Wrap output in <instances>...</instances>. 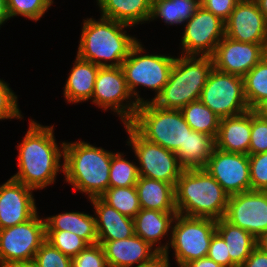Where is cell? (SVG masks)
Masks as SVG:
<instances>
[{
	"mask_svg": "<svg viewBox=\"0 0 267 267\" xmlns=\"http://www.w3.org/2000/svg\"><path fill=\"white\" fill-rule=\"evenodd\" d=\"M54 129V124L29 119L25 136L16 145L18 170L11 177L34 191L52 187L63 173L65 141L58 145Z\"/></svg>",
	"mask_w": 267,
	"mask_h": 267,
	"instance_id": "cell-1",
	"label": "cell"
},
{
	"mask_svg": "<svg viewBox=\"0 0 267 267\" xmlns=\"http://www.w3.org/2000/svg\"><path fill=\"white\" fill-rule=\"evenodd\" d=\"M99 18L83 19L76 55L100 67H119L140 39L128 33L134 27Z\"/></svg>",
	"mask_w": 267,
	"mask_h": 267,
	"instance_id": "cell-2",
	"label": "cell"
},
{
	"mask_svg": "<svg viewBox=\"0 0 267 267\" xmlns=\"http://www.w3.org/2000/svg\"><path fill=\"white\" fill-rule=\"evenodd\" d=\"M79 140L65 141L64 183L87 199L100 197L109 188V171L115 152Z\"/></svg>",
	"mask_w": 267,
	"mask_h": 267,
	"instance_id": "cell-3",
	"label": "cell"
},
{
	"mask_svg": "<svg viewBox=\"0 0 267 267\" xmlns=\"http://www.w3.org/2000/svg\"><path fill=\"white\" fill-rule=\"evenodd\" d=\"M229 195L205 168L186 169L175 186L177 213L214 220L225 216Z\"/></svg>",
	"mask_w": 267,
	"mask_h": 267,
	"instance_id": "cell-4",
	"label": "cell"
},
{
	"mask_svg": "<svg viewBox=\"0 0 267 267\" xmlns=\"http://www.w3.org/2000/svg\"><path fill=\"white\" fill-rule=\"evenodd\" d=\"M177 56L168 82L152 101L160 108L181 110L185 105L199 100L208 75L213 69L212 56Z\"/></svg>",
	"mask_w": 267,
	"mask_h": 267,
	"instance_id": "cell-5",
	"label": "cell"
},
{
	"mask_svg": "<svg viewBox=\"0 0 267 267\" xmlns=\"http://www.w3.org/2000/svg\"><path fill=\"white\" fill-rule=\"evenodd\" d=\"M141 40L131 49L129 56L123 61V70L127 87L138 105L152 102L160 94L168 82L176 56L170 54H154L148 52ZM147 52V53H146ZM148 88L155 94L151 99L141 97L138 88Z\"/></svg>",
	"mask_w": 267,
	"mask_h": 267,
	"instance_id": "cell-6",
	"label": "cell"
},
{
	"mask_svg": "<svg viewBox=\"0 0 267 267\" xmlns=\"http://www.w3.org/2000/svg\"><path fill=\"white\" fill-rule=\"evenodd\" d=\"M128 124L142 138L173 152L184 147L192 131L181 110L160 108L153 102L140 104Z\"/></svg>",
	"mask_w": 267,
	"mask_h": 267,
	"instance_id": "cell-7",
	"label": "cell"
},
{
	"mask_svg": "<svg viewBox=\"0 0 267 267\" xmlns=\"http://www.w3.org/2000/svg\"><path fill=\"white\" fill-rule=\"evenodd\" d=\"M215 232L216 220L177 213L172 224L171 240L165 255H169L172 249L176 267H184L190 261L207 257Z\"/></svg>",
	"mask_w": 267,
	"mask_h": 267,
	"instance_id": "cell-8",
	"label": "cell"
},
{
	"mask_svg": "<svg viewBox=\"0 0 267 267\" xmlns=\"http://www.w3.org/2000/svg\"><path fill=\"white\" fill-rule=\"evenodd\" d=\"M123 128L128 135L125 145L134 153L139 176L161 180L175 187L184 170L175 152L142 138L129 124H123Z\"/></svg>",
	"mask_w": 267,
	"mask_h": 267,
	"instance_id": "cell-9",
	"label": "cell"
},
{
	"mask_svg": "<svg viewBox=\"0 0 267 267\" xmlns=\"http://www.w3.org/2000/svg\"><path fill=\"white\" fill-rule=\"evenodd\" d=\"M90 102L104 112H113L122 124L132 120L139 106L127 87L121 66L99 68Z\"/></svg>",
	"mask_w": 267,
	"mask_h": 267,
	"instance_id": "cell-10",
	"label": "cell"
},
{
	"mask_svg": "<svg viewBox=\"0 0 267 267\" xmlns=\"http://www.w3.org/2000/svg\"><path fill=\"white\" fill-rule=\"evenodd\" d=\"M199 100L220 118L250 110L244 95L243 77L218 71L214 67Z\"/></svg>",
	"mask_w": 267,
	"mask_h": 267,
	"instance_id": "cell-11",
	"label": "cell"
},
{
	"mask_svg": "<svg viewBox=\"0 0 267 267\" xmlns=\"http://www.w3.org/2000/svg\"><path fill=\"white\" fill-rule=\"evenodd\" d=\"M37 212L31 219L0 230V267L34 260L46 238L44 216Z\"/></svg>",
	"mask_w": 267,
	"mask_h": 267,
	"instance_id": "cell-12",
	"label": "cell"
},
{
	"mask_svg": "<svg viewBox=\"0 0 267 267\" xmlns=\"http://www.w3.org/2000/svg\"><path fill=\"white\" fill-rule=\"evenodd\" d=\"M182 27L179 55L212 56L225 36L224 21L202 6Z\"/></svg>",
	"mask_w": 267,
	"mask_h": 267,
	"instance_id": "cell-13",
	"label": "cell"
},
{
	"mask_svg": "<svg viewBox=\"0 0 267 267\" xmlns=\"http://www.w3.org/2000/svg\"><path fill=\"white\" fill-rule=\"evenodd\" d=\"M224 218L257 239L267 231V191L249 190L229 196Z\"/></svg>",
	"mask_w": 267,
	"mask_h": 267,
	"instance_id": "cell-14",
	"label": "cell"
},
{
	"mask_svg": "<svg viewBox=\"0 0 267 267\" xmlns=\"http://www.w3.org/2000/svg\"><path fill=\"white\" fill-rule=\"evenodd\" d=\"M229 195L251 190L249 156L217 149L204 167Z\"/></svg>",
	"mask_w": 267,
	"mask_h": 267,
	"instance_id": "cell-15",
	"label": "cell"
},
{
	"mask_svg": "<svg viewBox=\"0 0 267 267\" xmlns=\"http://www.w3.org/2000/svg\"><path fill=\"white\" fill-rule=\"evenodd\" d=\"M267 55V44L243 43L226 36L216 47L213 67L221 72L244 77Z\"/></svg>",
	"mask_w": 267,
	"mask_h": 267,
	"instance_id": "cell-16",
	"label": "cell"
},
{
	"mask_svg": "<svg viewBox=\"0 0 267 267\" xmlns=\"http://www.w3.org/2000/svg\"><path fill=\"white\" fill-rule=\"evenodd\" d=\"M224 24L225 36L230 39L267 44V22L255 0H240Z\"/></svg>",
	"mask_w": 267,
	"mask_h": 267,
	"instance_id": "cell-17",
	"label": "cell"
},
{
	"mask_svg": "<svg viewBox=\"0 0 267 267\" xmlns=\"http://www.w3.org/2000/svg\"><path fill=\"white\" fill-rule=\"evenodd\" d=\"M33 191L12 177L0 185V230L23 223L38 212Z\"/></svg>",
	"mask_w": 267,
	"mask_h": 267,
	"instance_id": "cell-18",
	"label": "cell"
},
{
	"mask_svg": "<svg viewBox=\"0 0 267 267\" xmlns=\"http://www.w3.org/2000/svg\"><path fill=\"white\" fill-rule=\"evenodd\" d=\"M102 247L108 267H136L151 261L159 254L136 234L127 239L106 241Z\"/></svg>",
	"mask_w": 267,
	"mask_h": 267,
	"instance_id": "cell-19",
	"label": "cell"
},
{
	"mask_svg": "<svg viewBox=\"0 0 267 267\" xmlns=\"http://www.w3.org/2000/svg\"><path fill=\"white\" fill-rule=\"evenodd\" d=\"M176 214L177 212L141 209L133 218L135 234L159 253H165L170 244L172 224Z\"/></svg>",
	"mask_w": 267,
	"mask_h": 267,
	"instance_id": "cell-20",
	"label": "cell"
},
{
	"mask_svg": "<svg viewBox=\"0 0 267 267\" xmlns=\"http://www.w3.org/2000/svg\"><path fill=\"white\" fill-rule=\"evenodd\" d=\"M95 216L98 244L106 241L121 240L135 234L134 219L121 214L105 203L100 197L88 199Z\"/></svg>",
	"mask_w": 267,
	"mask_h": 267,
	"instance_id": "cell-21",
	"label": "cell"
},
{
	"mask_svg": "<svg viewBox=\"0 0 267 267\" xmlns=\"http://www.w3.org/2000/svg\"><path fill=\"white\" fill-rule=\"evenodd\" d=\"M251 109L236 116L220 119L215 147L219 150L249 155Z\"/></svg>",
	"mask_w": 267,
	"mask_h": 267,
	"instance_id": "cell-22",
	"label": "cell"
},
{
	"mask_svg": "<svg viewBox=\"0 0 267 267\" xmlns=\"http://www.w3.org/2000/svg\"><path fill=\"white\" fill-rule=\"evenodd\" d=\"M75 60V61H74ZM63 87V97L69 104L89 102L92 99L96 76L100 66L77 55Z\"/></svg>",
	"mask_w": 267,
	"mask_h": 267,
	"instance_id": "cell-23",
	"label": "cell"
},
{
	"mask_svg": "<svg viewBox=\"0 0 267 267\" xmlns=\"http://www.w3.org/2000/svg\"><path fill=\"white\" fill-rule=\"evenodd\" d=\"M101 17L132 27L149 23L152 0H96Z\"/></svg>",
	"mask_w": 267,
	"mask_h": 267,
	"instance_id": "cell-24",
	"label": "cell"
},
{
	"mask_svg": "<svg viewBox=\"0 0 267 267\" xmlns=\"http://www.w3.org/2000/svg\"><path fill=\"white\" fill-rule=\"evenodd\" d=\"M46 231H70L84 239L89 245L98 243L94 214L64 211L44 216Z\"/></svg>",
	"mask_w": 267,
	"mask_h": 267,
	"instance_id": "cell-25",
	"label": "cell"
},
{
	"mask_svg": "<svg viewBox=\"0 0 267 267\" xmlns=\"http://www.w3.org/2000/svg\"><path fill=\"white\" fill-rule=\"evenodd\" d=\"M135 187L141 209L177 212L175 187L172 184L139 176Z\"/></svg>",
	"mask_w": 267,
	"mask_h": 267,
	"instance_id": "cell-26",
	"label": "cell"
},
{
	"mask_svg": "<svg viewBox=\"0 0 267 267\" xmlns=\"http://www.w3.org/2000/svg\"><path fill=\"white\" fill-rule=\"evenodd\" d=\"M215 148V139L202 132L192 130L175 154L181 167L186 169L204 168Z\"/></svg>",
	"mask_w": 267,
	"mask_h": 267,
	"instance_id": "cell-27",
	"label": "cell"
},
{
	"mask_svg": "<svg viewBox=\"0 0 267 267\" xmlns=\"http://www.w3.org/2000/svg\"><path fill=\"white\" fill-rule=\"evenodd\" d=\"M216 231L224 239L231 261L240 267L256 245V238L246 230L228 222L224 217L216 220Z\"/></svg>",
	"mask_w": 267,
	"mask_h": 267,
	"instance_id": "cell-28",
	"label": "cell"
},
{
	"mask_svg": "<svg viewBox=\"0 0 267 267\" xmlns=\"http://www.w3.org/2000/svg\"><path fill=\"white\" fill-rule=\"evenodd\" d=\"M200 6V0H152L149 22L160 19L166 26L183 25Z\"/></svg>",
	"mask_w": 267,
	"mask_h": 267,
	"instance_id": "cell-29",
	"label": "cell"
},
{
	"mask_svg": "<svg viewBox=\"0 0 267 267\" xmlns=\"http://www.w3.org/2000/svg\"><path fill=\"white\" fill-rule=\"evenodd\" d=\"M243 86L251 110L267 104V55L243 77Z\"/></svg>",
	"mask_w": 267,
	"mask_h": 267,
	"instance_id": "cell-30",
	"label": "cell"
},
{
	"mask_svg": "<svg viewBox=\"0 0 267 267\" xmlns=\"http://www.w3.org/2000/svg\"><path fill=\"white\" fill-rule=\"evenodd\" d=\"M181 112L192 130L206 133L216 139L221 118L200 100L185 105Z\"/></svg>",
	"mask_w": 267,
	"mask_h": 267,
	"instance_id": "cell-31",
	"label": "cell"
},
{
	"mask_svg": "<svg viewBox=\"0 0 267 267\" xmlns=\"http://www.w3.org/2000/svg\"><path fill=\"white\" fill-rule=\"evenodd\" d=\"M100 198L121 214L131 218L141 210L135 186L109 187Z\"/></svg>",
	"mask_w": 267,
	"mask_h": 267,
	"instance_id": "cell-32",
	"label": "cell"
},
{
	"mask_svg": "<svg viewBox=\"0 0 267 267\" xmlns=\"http://www.w3.org/2000/svg\"><path fill=\"white\" fill-rule=\"evenodd\" d=\"M124 152H115L112 155L109 171V187L135 186L138 178V166L134 160H129Z\"/></svg>",
	"mask_w": 267,
	"mask_h": 267,
	"instance_id": "cell-33",
	"label": "cell"
},
{
	"mask_svg": "<svg viewBox=\"0 0 267 267\" xmlns=\"http://www.w3.org/2000/svg\"><path fill=\"white\" fill-rule=\"evenodd\" d=\"M10 19L24 17L30 21H40L54 4V0H6Z\"/></svg>",
	"mask_w": 267,
	"mask_h": 267,
	"instance_id": "cell-34",
	"label": "cell"
},
{
	"mask_svg": "<svg viewBox=\"0 0 267 267\" xmlns=\"http://www.w3.org/2000/svg\"><path fill=\"white\" fill-rule=\"evenodd\" d=\"M45 240L71 259L89 244L70 231H46Z\"/></svg>",
	"mask_w": 267,
	"mask_h": 267,
	"instance_id": "cell-35",
	"label": "cell"
},
{
	"mask_svg": "<svg viewBox=\"0 0 267 267\" xmlns=\"http://www.w3.org/2000/svg\"><path fill=\"white\" fill-rule=\"evenodd\" d=\"M267 152V117L260 110H251L249 154Z\"/></svg>",
	"mask_w": 267,
	"mask_h": 267,
	"instance_id": "cell-36",
	"label": "cell"
},
{
	"mask_svg": "<svg viewBox=\"0 0 267 267\" xmlns=\"http://www.w3.org/2000/svg\"><path fill=\"white\" fill-rule=\"evenodd\" d=\"M18 98L16 92L10 87V83L0 78V121L24 118L18 105Z\"/></svg>",
	"mask_w": 267,
	"mask_h": 267,
	"instance_id": "cell-37",
	"label": "cell"
},
{
	"mask_svg": "<svg viewBox=\"0 0 267 267\" xmlns=\"http://www.w3.org/2000/svg\"><path fill=\"white\" fill-rule=\"evenodd\" d=\"M34 261L39 267H72V259L46 240L36 252Z\"/></svg>",
	"mask_w": 267,
	"mask_h": 267,
	"instance_id": "cell-38",
	"label": "cell"
},
{
	"mask_svg": "<svg viewBox=\"0 0 267 267\" xmlns=\"http://www.w3.org/2000/svg\"><path fill=\"white\" fill-rule=\"evenodd\" d=\"M248 156L251 190L267 191V152Z\"/></svg>",
	"mask_w": 267,
	"mask_h": 267,
	"instance_id": "cell-39",
	"label": "cell"
},
{
	"mask_svg": "<svg viewBox=\"0 0 267 267\" xmlns=\"http://www.w3.org/2000/svg\"><path fill=\"white\" fill-rule=\"evenodd\" d=\"M72 267H108L102 245H88L72 258Z\"/></svg>",
	"mask_w": 267,
	"mask_h": 267,
	"instance_id": "cell-40",
	"label": "cell"
},
{
	"mask_svg": "<svg viewBox=\"0 0 267 267\" xmlns=\"http://www.w3.org/2000/svg\"><path fill=\"white\" fill-rule=\"evenodd\" d=\"M207 257L223 267H237L230 258L227 245L222 236L216 231L212 237Z\"/></svg>",
	"mask_w": 267,
	"mask_h": 267,
	"instance_id": "cell-41",
	"label": "cell"
},
{
	"mask_svg": "<svg viewBox=\"0 0 267 267\" xmlns=\"http://www.w3.org/2000/svg\"><path fill=\"white\" fill-rule=\"evenodd\" d=\"M239 1L240 0H200V5L225 22Z\"/></svg>",
	"mask_w": 267,
	"mask_h": 267,
	"instance_id": "cell-42",
	"label": "cell"
},
{
	"mask_svg": "<svg viewBox=\"0 0 267 267\" xmlns=\"http://www.w3.org/2000/svg\"><path fill=\"white\" fill-rule=\"evenodd\" d=\"M240 267H267V253L256 246Z\"/></svg>",
	"mask_w": 267,
	"mask_h": 267,
	"instance_id": "cell-43",
	"label": "cell"
},
{
	"mask_svg": "<svg viewBox=\"0 0 267 267\" xmlns=\"http://www.w3.org/2000/svg\"><path fill=\"white\" fill-rule=\"evenodd\" d=\"M169 260V255H165V253H159L151 261L136 267H171L172 265Z\"/></svg>",
	"mask_w": 267,
	"mask_h": 267,
	"instance_id": "cell-44",
	"label": "cell"
},
{
	"mask_svg": "<svg viewBox=\"0 0 267 267\" xmlns=\"http://www.w3.org/2000/svg\"><path fill=\"white\" fill-rule=\"evenodd\" d=\"M184 267H223L208 257L190 261Z\"/></svg>",
	"mask_w": 267,
	"mask_h": 267,
	"instance_id": "cell-45",
	"label": "cell"
},
{
	"mask_svg": "<svg viewBox=\"0 0 267 267\" xmlns=\"http://www.w3.org/2000/svg\"><path fill=\"white\" fill-rule=\"evenodd\" d=\"M10 20L6 0H0V29Z\"/></svg>",
	"mask_w": 267,
	"mask_h": 267,
	"instance_id": "cell-46",
	"label": "cell"
},
{
	"mask_svg": "<svg viewBox=\"0 0 267 267\" xmlns=\"http://www.w3.org/2000/svg\"><path fill=\"white\" fill-rule=\"evenodd\" d=\"M256 245L259 247L262 251L267 253V231L262 233L257 239H256Z\"/></svg>",
	"mask_w": 267,
	"mask_h": 267,
	"instance_id": "cell-47",
	"label": "cell"
},
{
	"mask_svg": "<svg viewBox=\"0 0 267 267\" xmlns=\"http://www.w3.org/2000/svg\"><path fill=\"white\" fill-rule=\"evenodd\" d=\"M6 267H39V266L34 260H31V261L14 262L7 265Z\"/></svg>",
	"mask_w": 267,
	"mask_h": 267,
	"instance_id": "cell-48",
	"label": "cell"
},
{
	"mask_svg": "<svg viewBox=\"0 0 267 267\" xmlns=\"http://www.w3.org/2000/svg\"><path fill=\"white\" fill-rule=\"evenodd\" d=\"M259 7V10L264 15L266 22H267V0H255Z\"/></svg>",
	"mask_w": 267,
	"mask_h": 267,
	"instance_id": "cell-49",
	"label": "cell"
},
{
	"mask_svg": "<svg viewBox=\"0 0 267 267\" xmlns=\"http://www.w3.org/2000/svg\"><path fill=\"white\" fill-rule=\"evenodd\" d=\"M260 111L267 117V104L264 105V106L260 109Z\"/></svg>",
	"mask_w": 267,
	"mask_h": 267,
	"instance_id": "cell-50",
	"label": "cell"
}]
</instances>
